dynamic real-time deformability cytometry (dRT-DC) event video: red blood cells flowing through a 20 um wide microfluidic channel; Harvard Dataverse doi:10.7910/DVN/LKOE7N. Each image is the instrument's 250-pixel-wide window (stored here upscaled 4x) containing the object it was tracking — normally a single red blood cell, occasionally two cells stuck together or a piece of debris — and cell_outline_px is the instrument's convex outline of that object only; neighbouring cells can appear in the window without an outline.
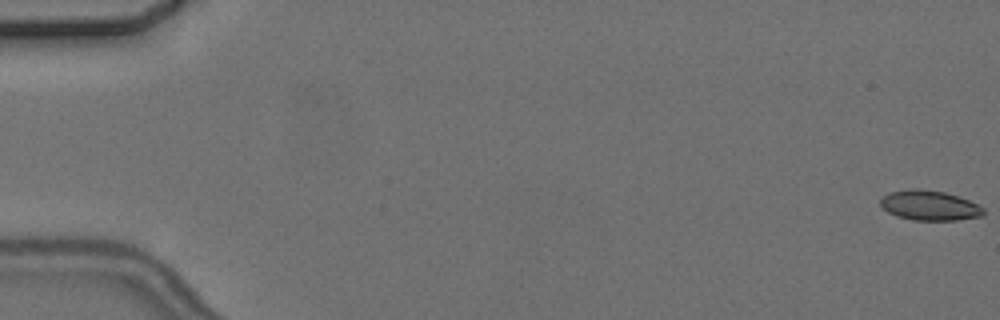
{"species": "common noctule bat (a hibernating species)", "species_latin": "Nyctalus noctula", "temperature_condition": "cold", "stored_images_in_passage": 6, "camera_frame_rate_fps": 3000, "um_per_image_px": 0.085, "animal": {"sex": "female", "body_mass_g": 24.6, "forearm_length_mm": 56.2}, "frame": {"image": 1, "passage_image": 1, "time_ms": 0.0, "image_size_px": [1000, 320], "cell_outline_px": [[984, 216], [956, 220], [912, 220], [896, 216], [888, 212], [880, 204], [880, 200], [888, 192], [912, 188], [916, 188], [944, 192], [968, 200], [984, 208]], "centroid_in_image_um": [79.0, 17.47], "position_along_channel_um": 6.0, "area_um2": 17.92}}
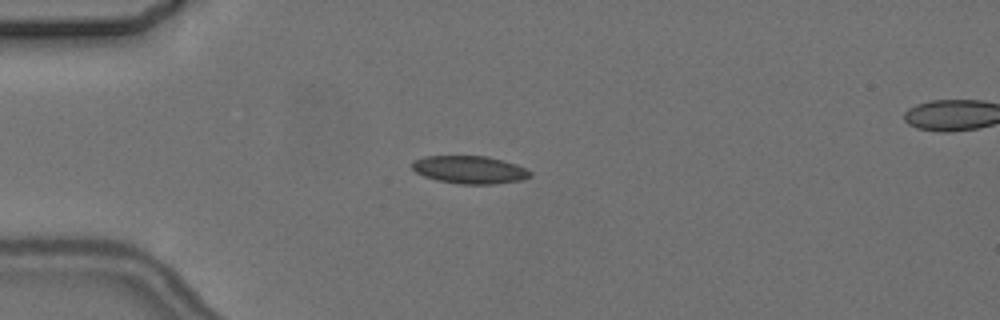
{"frame": {"image": 2, "passage_image": 5, "time_ms": 5.0, "image_size_px": [1000, 320], "cell_outline_px": [[532, 176], [520, 180], [492, 184], [460, 184], [436, 180], [424, 176], [416, 172], [412, 168], [412, 160], [424, 156], [488, 156], [504, 160], [516, 164], [532, 172]], "centroid_in_image_um": [39.91, 14.42], "position_along_channel_um": 45.1, "area_um2": 19.19}}